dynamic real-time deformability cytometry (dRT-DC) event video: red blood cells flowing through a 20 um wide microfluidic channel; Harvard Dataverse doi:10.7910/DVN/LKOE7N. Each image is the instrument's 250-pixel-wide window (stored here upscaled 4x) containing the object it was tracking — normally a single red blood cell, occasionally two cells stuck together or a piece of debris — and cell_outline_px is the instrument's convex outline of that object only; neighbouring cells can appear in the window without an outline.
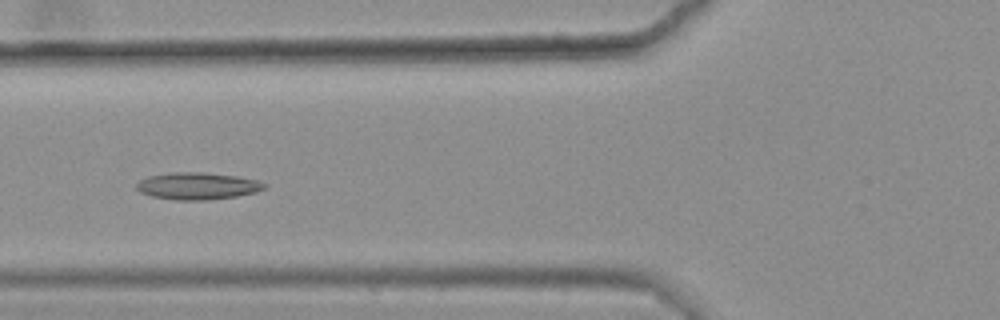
{"species": "common noctule bat (a hibernating species)", "species_latin": "Nyctalus noctula", "temperature_condition": "warm", "stored_images_in_passage": 35, "camera_frame_rate_fps": 3000, "um_per_image_px": 0.085, "animal": {"sex": "female", "body_mass_g": 25.1}, "frame": {"image": 1, "passage_image": 9, "time_ms": 2.667, "image_size_px": [1000, 320], "cell_outline_px": [[268, 184], [264, 188], [256, 192], [236, 196], [208, 200], [176, 200], [152, 196], [140, 192], [136, 188], [136, 184], [140, 180], [148, 176], [172, 172], [200, 172], [236, 176], [256, 180]], "centroid_in_image_um": [16.77, 15.81], "position_along_channel_um": 109.0, "area_um2": 20.06}}
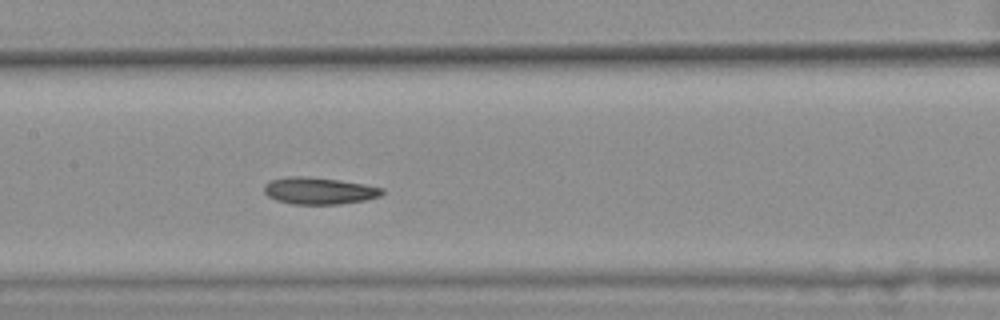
{"frame": {"image": 2, "passage_image": 15, "time_ms": 4.667, "image_size_px": [1000, 320], "cell_outline_px": [[384, 192], [380, 196], [364, 200], [340, 204], [292, 204], [276, 200], [268, 196], [264, 192], [264, 184], [272, 180], [288, 176], [304, 176], [336, 180], [364, 184], [384, 188]], "centroid_in_image_um": [27.11, 16.22], "position_along_channel_um": 180.3, "area_um2": 18.38}}
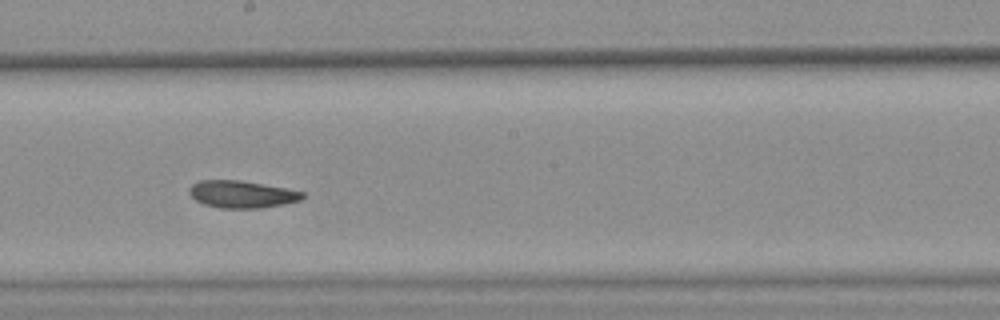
{"frame": {"image": 3, "passage_image": 19, "time_ms": 6.0, "image_size_px": [1000, 320], "cell_outline_px": [[304, 196], [300, 200], [284, 204], [260, 208], [220, 208], [204, 204], [196, 200], [188, 192], [188, 188], [192, 184], [200, 180], [240, 180], [284, 188], [304, 192]], "centroid_in_image_um": [20.52, 16.51], "position_along_channel_um": 227.7, "area_um2": 17.86}, "authors_computed_cell_mechanics": {"area_um2": 18.2648, "velocity_mm_per_s": 3.5631, "shape_relaxation_time_tau1_ms": 10.7443, "shape_relaxation_time_tau2_ms": 7.2146, "deformation_change_tau1": 0.1838, "deformation_change_tau2": 0.1316}}